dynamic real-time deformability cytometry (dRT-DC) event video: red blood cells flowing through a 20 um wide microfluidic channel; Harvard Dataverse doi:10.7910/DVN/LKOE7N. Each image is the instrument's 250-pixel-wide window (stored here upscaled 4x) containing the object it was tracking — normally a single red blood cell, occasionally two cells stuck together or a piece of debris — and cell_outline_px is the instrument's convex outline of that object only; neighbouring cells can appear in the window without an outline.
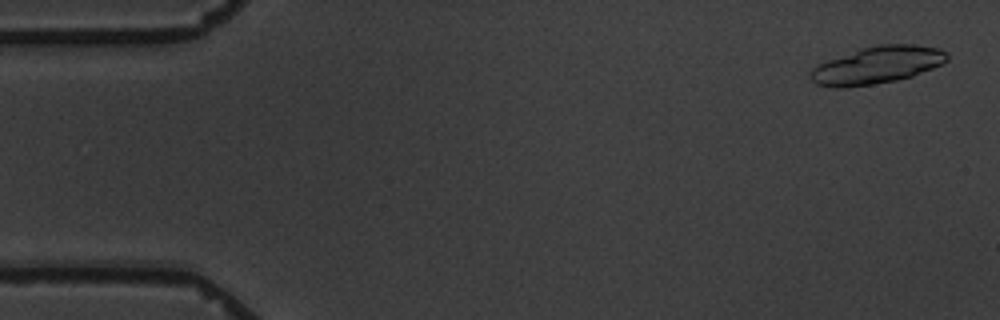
{"species": "common noctule bat (a hibernating species)", "species_latin": "Nyctalus noctula", "temperature_condition": "warm", "stored_images_in_passage": 3, "camera_frame_rate_fps": 3000, "um_per_image_px": 0.085, "animal": {"sex": "male", "body_mass_g": 19.5, "forearm_length_mm": 54.6}, "frame": {"image": 1, "passage_image": 1, "time_ms": 0.0, "image_size_px": [1000, 320], "cell_outline_px": [[948, 60], [932, 68], [912, 76], [896, 80], [872, 84], [840, 88], [836, 88], [816, 84], [808, 76], [808, 72], [812, 68], [828, 60], [864, 48], [880, 44], [912, 44], [940, 48], [948, 56]], "centroid_in_image_um": [74.54, 5.54], "position_along_channel_um": 10.5, "area_um2": 29.25}}